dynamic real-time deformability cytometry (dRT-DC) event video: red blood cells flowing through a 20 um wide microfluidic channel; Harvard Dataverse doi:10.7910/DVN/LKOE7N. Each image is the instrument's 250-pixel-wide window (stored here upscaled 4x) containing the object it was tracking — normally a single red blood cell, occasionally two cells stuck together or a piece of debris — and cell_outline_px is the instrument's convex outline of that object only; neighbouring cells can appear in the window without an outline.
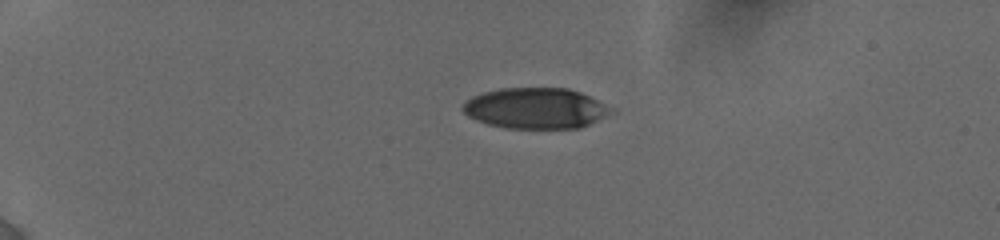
{"species": "human", "species_latin": "Homo sapiens", "temperature_condition": "cold", "stored_images_in_passage": 7, "camera_frame_rate_fps": 3000, "um_per_image_px": 0.085, "donor": {"sex": "female"}, "frame": {"image": 1, "passage_image": 4, "time_ms": 3.333, "image_size_px": [1000, 240], "cell_outline_px": [[616, 112], [580, 128], [504, 128], [488, 124], [476, 120], [468, 116], [460, 108], [472, 96], [484, 92], [500, 88], [568, 88], [580, 92], [616, 108]], "centroid_in_image_um": [45.57, 9.2], "position_along_channel_um": 39.4, "area_um2": 35.49}}
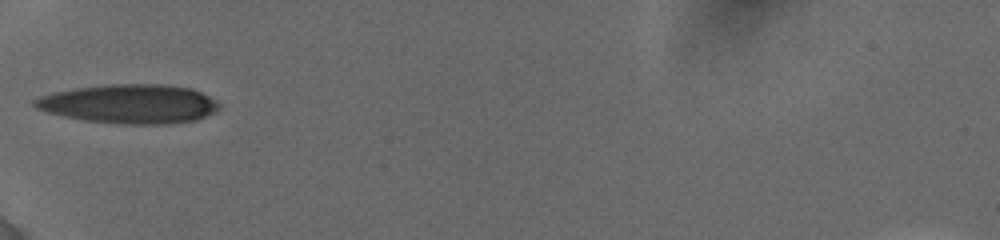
{"frame": {"image": 2, "passage_image": 6, "time_ms": 6.0, "image_size_px": [1000, 240], "cell_outline_px": [[220, 108], [216, 112], [196, 120], [168, 124], [120, 124], [84, 120], [64, 116], [48, 112], [36, 108], [32, 104], [32, 100], [40, 96], [52, 92], [76, 88], [112, 84], [160, 84], [192, 88], [216, 100], [220, 104]], "centroid_in_image_um": [11.02, 8.83], "position_along_channel_um": 74.0, "area_um2": 42.14}}
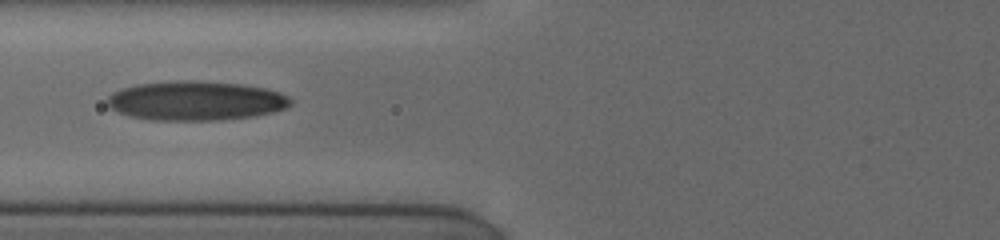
{"frame": {"image": 3, "passage_image": 7, "time_ms": 7.0, "image_size_px": [1000, 240], "cell_outline_px": [[292, 104], [284, 108], [272, 112], [256, 116], [220, 120], [152, 120], [132, 116], [108, 108], [104, 100], [112, 92], [120, 88], [136, 84], [176, 80], [200, 80], [240, 84], [264, 88], [280, 92], [288, 96], [292, 100]], "centroid_in_image_um": [16.61, 8.55], "position_along_channel_um": 109.2, "area_um2": 42.43}}